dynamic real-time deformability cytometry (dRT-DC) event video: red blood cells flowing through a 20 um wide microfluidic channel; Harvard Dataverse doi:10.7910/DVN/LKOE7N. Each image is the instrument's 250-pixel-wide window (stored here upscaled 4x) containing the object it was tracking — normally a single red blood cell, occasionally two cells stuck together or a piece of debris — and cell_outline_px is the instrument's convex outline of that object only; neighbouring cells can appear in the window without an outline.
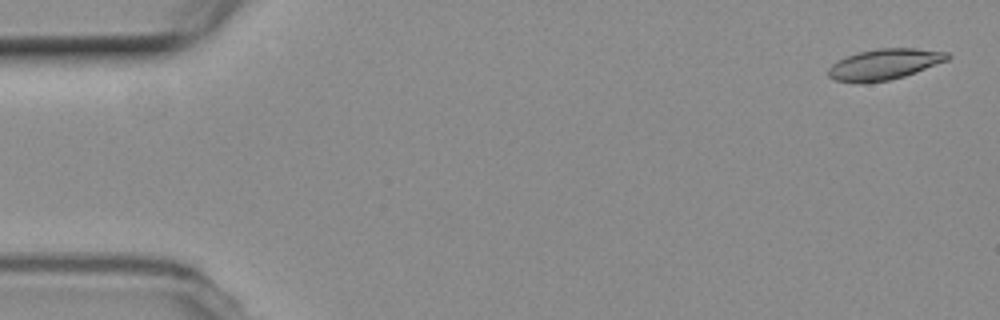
{"species": "common noctule bat (a hibernating species)", "species_latin": "Nyctalus noctula", "temperature_condition": "room temperature", "stored_images_in_passage": 14, "camera_frame_rate_fps": 3000, "um_per_image_px": 0.085, "animal": {"sex": "female", "body_mass_g": 19.3, "forearm_length_mm": 54.1}, "frame": {"image": 1, "passage_image": 2, "time_ms": 0.333, "image_size_px": [1000, 320], "cell_outline_px": [[952, 56], [948, 60], [904, 76], [888, 80], [836, 80], [828, 76], [828, 68], [836, 60], [860, 52], [880, 48], [916, 48], [948, 52]], "centroid_in_image_um": [75.24, 5.41], "position_along_channel_um": 9.8, "area_um2": 20.63}}